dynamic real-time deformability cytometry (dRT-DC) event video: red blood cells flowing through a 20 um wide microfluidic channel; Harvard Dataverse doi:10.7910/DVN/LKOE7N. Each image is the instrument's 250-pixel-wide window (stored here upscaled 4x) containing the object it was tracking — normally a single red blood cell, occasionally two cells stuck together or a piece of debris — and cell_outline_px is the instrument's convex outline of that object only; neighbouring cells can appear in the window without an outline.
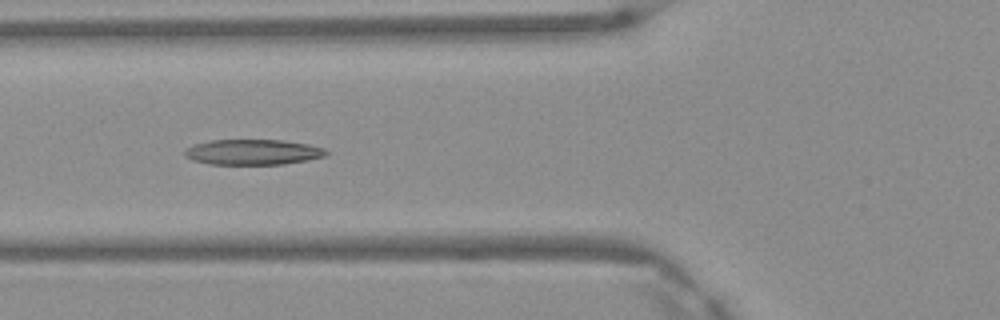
{"species": "Egyptian fruit bat (a non-hibernating species)", "species_latin": "Rousettus aegyptiacus", "temperature_condition": "warm", "stored_images_in_passage": 6, "camera_frame_rate_fps": 3000, "um_per_image_px": 0.085, "frame": {"image": 1, "passage_image": 5, "time_ms": 1.333, "image_size_px": [1000, 320], "cell_outline_px": [[328, 152], [324, 156], [308, 160], [284, 164], [208, 164], [192, 160], [184, 156], [184, 148], [196, 144], [212, 140], [284, 140], [308, 144], [324, 148]], "centroid_in_image_um": [21.47, 12.93], "position_along_channel_um": 104.3, "area_um2": 20.98}}
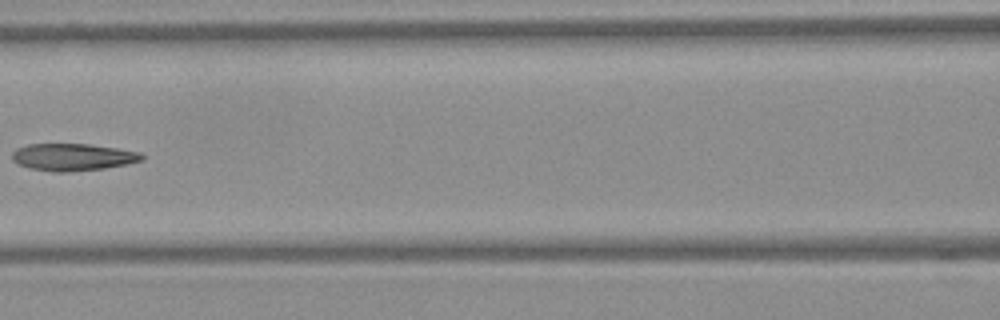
{"frame": {"image": 2, "passage_image": 6, "time_ms": 1.667, "image_size_px": [1000, 320], "cell_outline_px": [[144, 160], [128, 164], [104, 168], [68, 172], [52, 172], [28, 168], [12, 160], [12, 152], [16, 148], [28, 144], [88, 144], [116, 148], [140, 152], [144, 156]], "centroid_in_image_um": [6.18, 13.35], "position_along_channel_um": 160.4, "area_um2": 20.63}}